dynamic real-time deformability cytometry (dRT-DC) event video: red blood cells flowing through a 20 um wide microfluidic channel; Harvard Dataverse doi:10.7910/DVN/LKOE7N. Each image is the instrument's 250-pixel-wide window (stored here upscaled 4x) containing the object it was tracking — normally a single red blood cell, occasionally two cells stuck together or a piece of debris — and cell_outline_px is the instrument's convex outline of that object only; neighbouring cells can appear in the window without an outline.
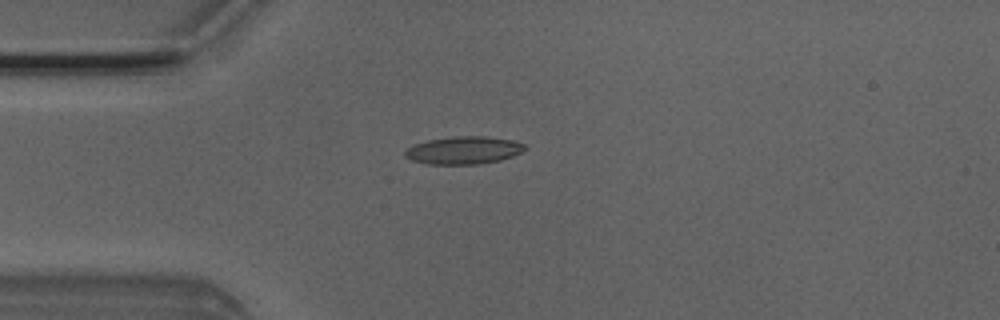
{"species": "Egyptian fruit bat (a non-hibernating species)", "species_latin": "Rousettus aegyptiacus", "temperature_condition": "room temperature", "stored_images_in_passage": 3, "camera_frame_rate_fps": 3000, "um_per_image_px": 0.085, "animal": {"sex": "male"}, "frame": {"image": 1, "passage_image": 1, "time_ms": 0.0, "image_size_px": [1000, 320], "cell_outline_px": [[528, 148], [512, 156], [500, 160], [480, 164], [428, 164], [412, 160], [404, 156], [404, 152], [412, 144], [428, 140], [452, 136], [488, 136], [512, 140], [524, 144]], "centroid_in_image_um": [39.4, 12.76], "position_along_channel_um": 45.6, "area_um2": 19.42}}